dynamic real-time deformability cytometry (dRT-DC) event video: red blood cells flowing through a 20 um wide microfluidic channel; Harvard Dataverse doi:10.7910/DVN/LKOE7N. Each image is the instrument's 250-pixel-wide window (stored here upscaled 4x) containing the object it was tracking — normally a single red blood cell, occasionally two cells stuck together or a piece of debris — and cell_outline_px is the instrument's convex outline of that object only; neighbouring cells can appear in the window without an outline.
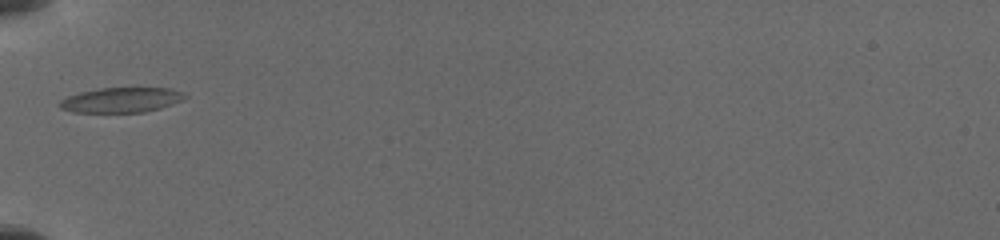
{"species": "common noctule bat (a hibernating species)", "species_latin": "Nyctalus noctula", "temperature_condition": "cold", "stored_images_in_passage": 3, "camera_frame_rate_fps": 3000, "um_per_image_px": 0.085, "animal": {"sex": "female", "body_mass_g": 19.5, "forearm_length_mm": 54.1}, "frame": {"image": 1, "passage_image": 1, "time_ms": 0.0, "image_size_px": [1000, 240], "cell_outline_px": [[188, 96], [172, 104], [160, 108], [144, 112], [72, 112], [60, 108], [56, 104], [60, 100], [68, 96], [80, 92], [100, 88], [168, 88], [184, 92]], "centroid_in_image_um": [10.27, 8.5], "position_along_channel_um": 74.7, "area_um2": 18.21}}